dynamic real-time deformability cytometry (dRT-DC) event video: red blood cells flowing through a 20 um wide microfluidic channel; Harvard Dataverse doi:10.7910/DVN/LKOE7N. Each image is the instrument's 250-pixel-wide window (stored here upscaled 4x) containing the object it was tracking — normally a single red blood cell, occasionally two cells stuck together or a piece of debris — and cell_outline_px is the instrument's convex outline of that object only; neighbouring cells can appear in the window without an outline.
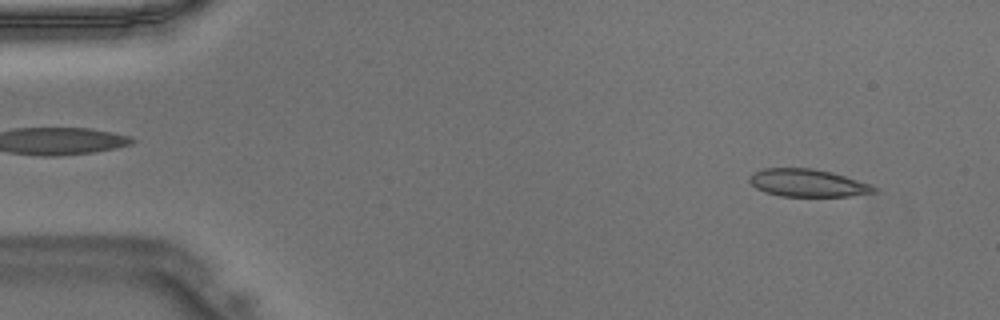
{"species": "Egyptian fruit bat (a non-hibernating species)", "species_latin": "Rousettus aegyptiacus", "temperature_condition": "warm", "stored_images_in_passage": 46, "camera_frame_rate_fps": 3000, "um_per_image_px": 0.085, "animal": {"sex": "male"}, "frame": {"image": 1, "passage_image": 3, "time_ms": 0.667, "image_size_px": [1000, 320], "cell_outline_px": [[876, 192], [848, 196], [780, 196], [764, 192], [756, 188], [748, 180], [752, 172], [764, 168], [812, 168], [832, 172], [868, 184], [876, 188]], "centroid_in_image_um": [68.58, 15.55], "position_along_channel_um": 16.4, "area_um2": 19.88}}
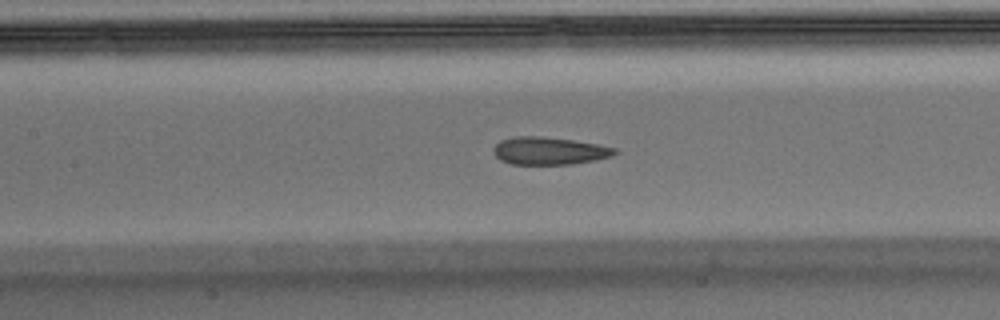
{"frame": {"image": 2, "passage_image": 20, "time_ms": 6.333, "image_size_px": [1000, 320], "cell_outline_px": [[620, 152], [612, 156], [596, 160], [572, 164], [512, 164], [500, 160], [496, 156], [492, 148], [500, 140], [516, 136], [540, 136], [572, 140], [596, 144], [616, 148]], "centroid_in_image_um": [46.69, 12.82], "position_along_channel_um": 160.7, "area_um2": 19.54}}
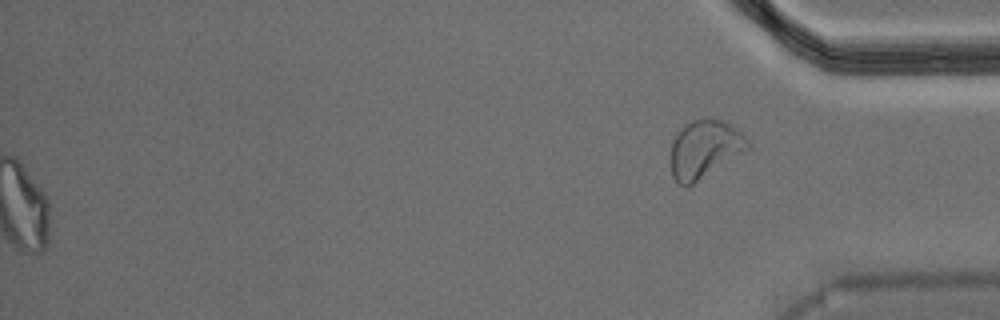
{"frame": {"image": 3, "passage_image": 46, "time_ms": 15.0, "image_size_px": [1000, 320], "cell_outline_px": [[752, 148], [692, 184], [680, 184], [672, 176], [668, 160], [672, 140], [680, 128], [692, 116], [712, 116], [744, 132], [752, 144]], "centroid_in_image_um": [59.89, 12.59], "position_along_channel_um": 375.3, "area_um2": 27.11}}